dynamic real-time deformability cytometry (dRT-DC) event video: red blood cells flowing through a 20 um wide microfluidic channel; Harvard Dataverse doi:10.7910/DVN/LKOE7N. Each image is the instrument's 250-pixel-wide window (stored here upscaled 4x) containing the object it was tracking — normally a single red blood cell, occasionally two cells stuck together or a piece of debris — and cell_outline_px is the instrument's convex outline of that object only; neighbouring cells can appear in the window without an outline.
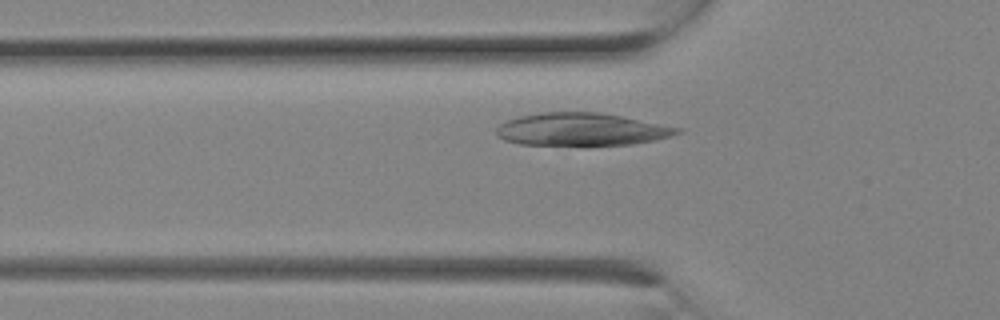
{"species": "Egyptian fruit bat (a non-hibernating species)", "species_latin": "Rousettus aegyptiacus", "temperature_condition": "room temperature", "stored_images_in_passage": 5, "camera_frame_rate_fps": 3000, "um_per_image_px": 0.085, "animal": {"sex": "female"}, "frame": {"image": 1, "passage_image": 3, "time_ms": 0.667, "image_size_px": [1000, 320], "cell_outline_px": [[684, 132], [672, 136], [656, 140], [632, 144], [584, 148], [520, 144], [504, 140], [496, 136], [496, 128], [504, 120], [520, 116], [540, 112], [600, 112], [684, 128]], "centroid_in_image_um": [49.44, 11.04], "position_along_channel_um": 76.4, "area_um2": 36.07}}